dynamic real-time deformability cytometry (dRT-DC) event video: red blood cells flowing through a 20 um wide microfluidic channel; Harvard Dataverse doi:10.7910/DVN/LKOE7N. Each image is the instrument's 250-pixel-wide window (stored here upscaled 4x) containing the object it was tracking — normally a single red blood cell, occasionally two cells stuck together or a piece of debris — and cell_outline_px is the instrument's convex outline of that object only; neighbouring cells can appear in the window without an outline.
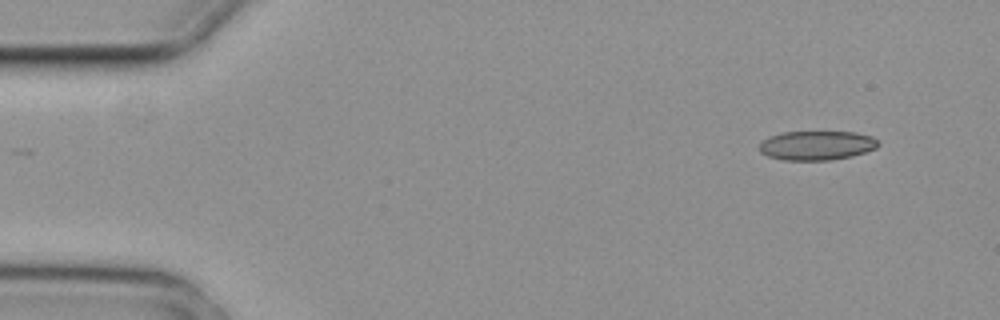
{"species": "common noctule bat (a hibernating species)", "species_latin": "Nyctalus noctula", "temperature_condition": "cold", "stored_images_in_passage": 5, "camera_frame_rate_fps": 3000, "um_per_image_px": 0.085, "animal": {"sex": "female", "body_mass_g": 29.2, "forearm_length_mm": 56.3}, "frame": {"image": 1, "passage_image": 1, "time_ms": 0.0, "image_size_px": [1000, 320], "cell_outline_px": [[880, 144], [876, 148], [852, 156], [832, 160], [784, 160], [768, 156], [760, 152], [760, 144], [768, 136], [784, 132], [856, 132], [872, 136], [880, 140]], "centroid_in_image_um": [69.46, 12.36], "position_along_channel_um": 15.5, "area_um2": 20.35}}
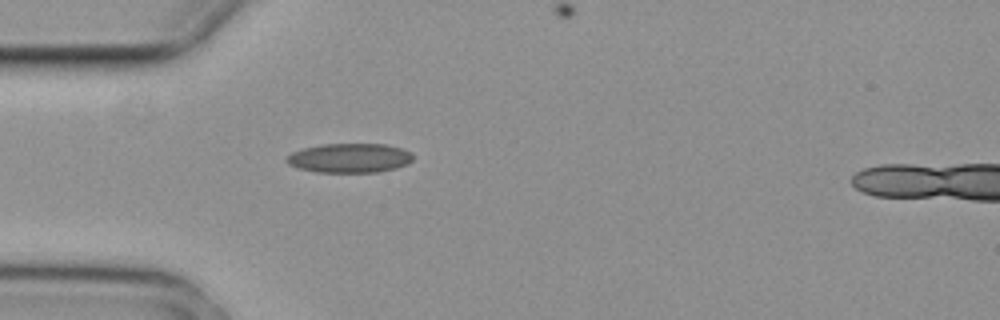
{"frame": {"image": 2, "passage_image": 4, "time_ms": 1.0, "image_size_px": [1000, 320], "cell_outline_px": [[412, 160], [408, 164], [396, 168], [376, 172], [316, 172], [300, 168], [288, 164], [284, 160], [292, 152], [304, 148], [320, 144], [388, 144], [412, 152]], "centroid_in_image_um": [29.72, 13.43], "position_along_channel_um": 55.3, "area_um2": 21.62}}